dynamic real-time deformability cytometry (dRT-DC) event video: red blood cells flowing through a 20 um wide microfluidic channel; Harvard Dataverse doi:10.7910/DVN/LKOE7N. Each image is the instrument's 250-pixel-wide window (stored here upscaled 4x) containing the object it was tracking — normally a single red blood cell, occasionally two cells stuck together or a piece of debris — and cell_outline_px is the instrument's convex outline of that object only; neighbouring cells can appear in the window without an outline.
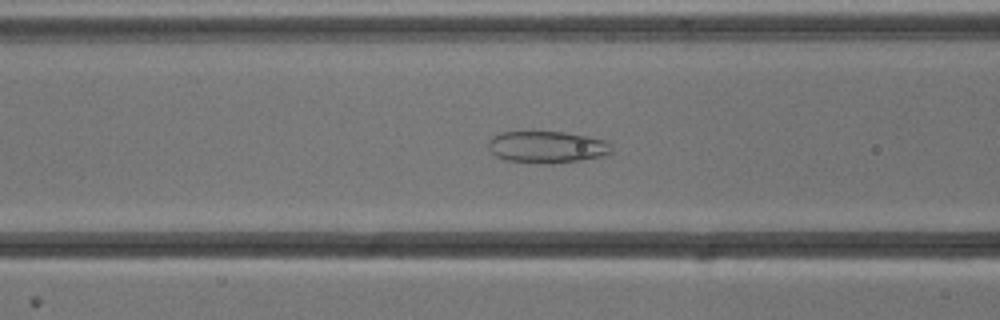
{"species": "common noctule bat (a hibernating species)", "species_latin": "Nyctalus noctula", "temperature_condition": "cold", "stored_images_in_passage": 53, "camera_frame_rate_fps": 3000, "um_per_image_px": 0.085, "animal": {"sex": "male", "body_mass_g": 13.3}, "frame": {"image": 1, "passage_image": 21, "time_ms": 6.667, "image_size_px": [1000, 320], "cell_outline_px": [[612, 152], [604, 156], [580, 160], [552, 164], [544, 164], [508, 160], [496, 156], [488, 148], [488, 144], [492, 136], [500, 132], [564, 132], [604, 140], [612, 144]], "centroid_in_image_um": [46.5, 12.5], "position_along_channel_um": 120.1, "area_um2": 22.83}}
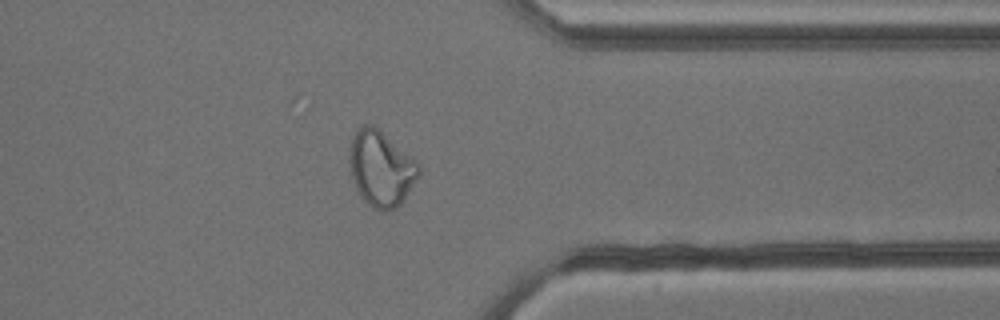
{"frame": {"image": 2, "passage_image": 42, "time_ms": 13.667, "image_size_px": [1000, 320], "cell_outline_px": [[420, 172], [404, 200], [396, 208], [372, 208], [360, 196], [352, 180], [352, 136], [356, 128], [364, 124], [372, 124], [420, 164]], "centroid_in_image_um": [32.4, 14.32], "position_along_channel_um": 379.0, "area_um2": 29.54}}
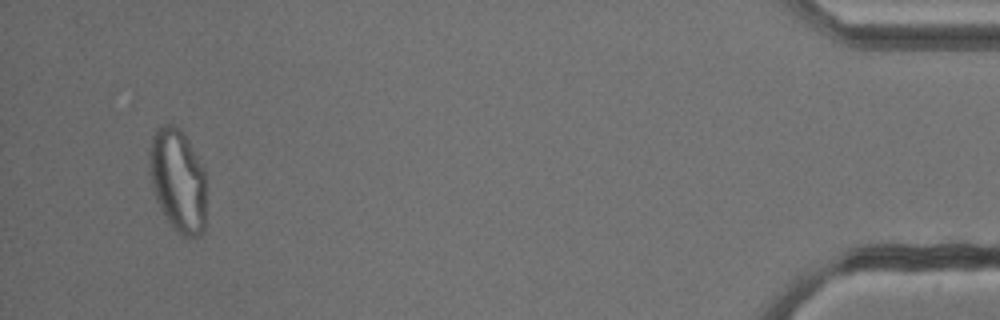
{"frame": {"image": 3, "passage_image": 51, "time_ms": 16.667, "image_size_px": [1000, 320], "cell_outline_px": [[204, 232], [196, 236], [184, 236], [176, 232], [172, 228], [160, 208], [152, 184], [152, 136], [156, 128], [164, 124], [172, 124], [180, 128], [184, 132], [204, 168]], "centroid_in_image_um": [15.15, 15.33], "position_along_channel_um": 420.0, "area_um2": 33.41}}